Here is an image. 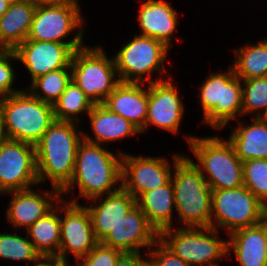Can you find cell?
<instances>
[{"mask_svg":"<svg viewBox=\"0 0 267 266\" xmlns=\"http://www.w3.org/2000/svg\"><path fill=\"white\" fill-rule=\"evenodd\" d=\"M123 153L124 151L119 150L115 155L113 151L105 149L104 145L83 139L77 148L72 179L61 191L62 199L65 194L72 192V198L66 201L78 204L79 198L90 201L121 189ZM76 186L79 188L78 197L73 194Z\"/></svg>","mask_w":267,"mask_h":266,"instance_id":"1","label":"cell"},{"mask_svg":"<svg viewBox=\"0 0 267 266\" xmlns=\"http://www.w3.org/2000/svg\"><path fill=\"white\" fill-rule=\"evenodd\" d=\"M78 124L55 120L35 144L39 186L48 179L51 187L62 191L71 181L77 148L83 140Z\"/></svg>","mask_w":267,"mask_h":266,"instance_id":"2","label":"cell"},{"mask_svg":"<svg viewBox=\"0 0 267 266\" xmlns=\"http://www.w3.org/2000/svg\"><path fill=\"white\" fill-rule=\"evenodd\" d=\"M188 156V157H187ZM174 164L171 182L175 211L181 227L208 228L211 220L212 190L194 160L187 154Z\"/></svg>","mask_w":267,"mask_h":266,"instance_id":"3","label":"cell"},{"mask_svg":"<svg viewBox=\"0 0 267 266\" xmlns=\"http://www.w3.org/2000/svg\"><path fill=\"white\" fill-rule=\"evenodd\" d=\"M201 175L211 190L243 186V162L228 139L185 135ZM206 174V175H205Z\"/></svg>","mask_w":267,"mask_h":266,"instance_id":"4","label":"cell"},{"mask_svg":"<svg viewBox=\"0 0 267 266\" xmlns=\"http://www.w3.org/2000/svg\"><path fill=\"white\" fill-rule=\"evenodd\" d=\"M228 67L225 72L209 73L199 85L202 123L215 130H222L231 120L242 117V80L231 65Z\"/></svg>","mask_w":267,"mask_h":266,"instance_id":"5","label":"cell"},{"mask_svg":"<svg viewBox=\"0 0 267 266\" xmlns=\"http://www.w3.org/2000/svg\"><path fill=\"white\" fill-rule=\"evenodd\" d=\"M8 139L35 145L55 122L52 104L34 97L27 89L0 98Z\"/></svg>","mask_w":267,"mask_h":266,"instance_id":"6","label":"cell"},{"mask_svg":"<svg viewBox=\"0 0 267 266\" xmlns=\"http://www.w3.org/2000/svg\"><path fill=\"white\" fill-rule=\"evenodd\" d=\"M133 37L113 56L120 82L150 84L164 80L170 48L152 37L138 34ZM156 72L160 76L154 79L151 75Z\"/></svg>","mask_w":267,"mask_h":266,"instance_id":"7","label":"cell"},{"mask_svg":"<svg viewBox=\"0 0 267 266\" xmlns=\"http://www.w3.org/2000/svg\"><path fill=\"white\" fill-rule=\"evenodd\" d=\"M159 240L190 266H220L218 261L228 258L227 240L212 227H171L159 233Z\"/></svg>","mask_w":267,"mask_h":266,"instance_id":"8","label":"cell"},{"mask_svg":"<svg viewBox=\"0 0 267 266\" xmlns=\"http://www.w3.org/2000/svg\"><path fill=\"white\" fill-rule=\"evenodd\" d=\"M70 66L72 80L94 105L103 104L120 83L114 58H109L99 45L75 50Z\"/></svg>","mask_w":267,"mask_h":266,"instance_id":"9","label":"cell"},{"mask_svg":"<svg viewBox=\"0 0 267 266\" xmlns=\"http://www.w3.org/2000/svg\"><path fill=\"white\" fill-rule=\"evenodd\" d=\"M267 210L244 185L212 190L210 227L230 234L238 229L258 225Z\"/></svg>","mask_w":267,"mask_h":266,"instance_id":"10","label":"cell"},{"mask_svg":"<svg viewBox=\"0 0 267 266\" xmlns=\"http://www.w3.org/2000/svg\"><path fill=\"white\" fill-rule=\"evenodd\" d=\"M79 6V3L37 5L27 39L85 44V21ZM75 30L77 34L69 39L68 36ZM65 38H68L67 41Z\"/></svg>","mask_w":267,"mask_h":266,"instance_id":"11","label":"cell"},{"mask_svg":"<svg viewBox=\"0 0 267 266\" xmlns=\"http://www.w3.org/2000/svg\"><path fill=\"white\" fill-rule=\"evenodd\" d=\"M183 155L174 153L172 164L162 156L122 155V188L135 199L141 194L167 185L171 181L174 164Z\"/></svg>","mask_w":267,"mask_h":266,"instance_id":"12","label":"cell"},{"mask_svg":"<svg viewBox=\"0 0 267 266\" xmlns=\"http://www.w3.org/2000/svg\"><path fill=\"white\" fill-rule=\"evenodd\" d=\"M60 234L61 242L58 257L70 266L69 253H72L77 262L99 243L86 206L66 201V199L60 201Z\"/></svg>","mask_w":267,"mask_h":266,"instance_id":"13","label":"cell"},{"mask_svg":"<svg viewBox=\"0 0 267 266\" xmlns=\"http://www.w3.org/2000/svg\"><path fill=\"white\" fill-rule=\"evenodd\" d=\"M37 185L35 145L8 139L0 146V194Z\"/></svg>","mask_w":267,"mask_h":266,"instance_id":"14","label":"cell"},{"mask_svg":"<svg viewBox=\"0 0 267 266\" xmlns=\"http://www.w3.org/2000/svg\"><path fill=\"white\" fill-rule=\"evenodd\" d=\"M167 78L148 84L147 119L140 133L147 132L150 124L172 134L180 131L185 106L172 76Z\"/></svg>","mask_w":267,"mask_h":266,"instance_id":"15","label":"cell"},{"mask_svg":"<svg viewBox=\"0 0 267 266\" xmlns=\"http://www.w3.org/2000/svg\"><path fill=\"white\" fill-rule=\"evenodd\" d=\"M86 44H65L51 41L26 39L13 51L18 62L22 63L31 77L30 83L37 77L50 71L67 68L75 50Z\"/></svg>","mask_w":267,"mask_h":266,"instance_id":"16","label":"cell"},{"mask_svg":"<svg viewBox=\"0 0 267 266\" xmlns=\"http://www.w3.org/2000/svg\"><path fill=\"white\" fill-rule=\"evenodd\" d=\"M43 192L29 188L3 194L12 196L5 214L6 220L12 224V227L28 229L52 211L62 199L61 191L54 187L52 191L45 189Z\"/></svg>","mask_w":267,"mask_h":266,"instance_id":"17","label":"cell"},{"mask_svg":"<svg viewBox=\"0 0 267 266\" xmlns=\"http://www.w3.org/2000/svg\"><path fill=\"white\" fill-rule=\"evenodd\" d=\"M159 239V233L149 223L146 215L135 205L101 241L102 244L123 252L148 250Z\"/></svg>","mask_w":267,"mask_h":266,"instance_id":"18","label":"cell"},{"mask_svg":"<svg viewBox=\"0 0 267 266\" xmlns=\"http://www.w3.org/2000/svg\"><path fill=\"white\" fill-rule=\"evenodd\" d=\"M165 0H144L137 15L141 36L152 37L171 49L178 27V12Z\"/></svg>","mask_w":267,"mask_h":266,"instance_id":"19","label":"cell"},{"mask_svg":"<svg viewBox=\"0 0 267 266\" xmlns=\"http://www.w3.org/2000/svg\"><path fill=\"white\" fill-rule=\"evenodd\" d=\"M98 201V202H97ZM88 209L96 239L101 242L112 228L135 205L136 199L123 188L118 191L91 199Z\"/></svg>","mask_w":267,"mask_h":266,"instance_id":"20","label":"cell"},{"mask_svg":"<svg viewBox=\"0 0 267 266\" xmlns=\"http://www.w3.org/2000/svg\"><path fill=\"white\" fill-rule=\"evenodd\" d=\"M103 105L141 131L147 119L148 87L143 83L120 82L104 100Z\"/></svg>","mask_w":267,"mask_h":266,"instance_id":"21","label":"cell"},{"mask_svg":"<svg viewBox=\"0 0 267 266\" xmlns=\"http://www.w3.org/2000/svg\"><path fill=\"white\" fill-rule=\"evenodd\" d=\"M87 117L93 131V138L83 131V139L91 143L105 146L109 142L114 143L117 140L141 134L134 124L113 113L103 104L94 105Z\"/></svg>","mask_w":267,"mask_h":266,"instance_id":"22","label":"cell"},{"mask_svg":"<svg viewBox=\"0 0 267 266\" xmlns=\"http://www.w3.org/2000/svg\"><path fill=\"white\" fill-rule=\"evenodd\" d=\"M252 123L231 129L227 138L233 145L236 155L243 162L248 159H267V120L264 117H251Z\"/></svg>","mask_w":267,"mask_h":266,"instance_id":"23","label":"cell"},{"mask_svg":"<svg viewBox=\"0 0 267 266\" xmlns=\"http://www.w3.org/2000/svg\"><path fill=\"white\" fill-rule=\"evenodd\" d=\"M227 239V256L234 252L239 266H267L266 242L259 225L233 231Z\"/></svg>","mask_w":267,"mask_h":266,"instance_id":"24","label":"cell"},{"mask_svg":"<svg viewBox=\"0 0 267 266\" xmlns=\"http://www.w3.org/2000/svg\"><path fill=\"white\" fill-rule=\"evenodd\" d=\"M36 6L31 0H20L0 17V45L6 50H14L27 39Z\"/></svg>","mask_w":267,"mask_h":266,"instance_id":"25","label":"cell"},{"mask_svg":"<svg viewBox=\"0 0 267 266\" xmlns=\"http://www.w3.org/2000/svg\"><path fill=\"white\" fill-rule=\"evenodd\" d=\"M136 205L158 233L174 226L172 218L175 199L171 181L165 186L141 194L136 199Z\"/></svg>","mask_w":267,"mask_h":266,"instance_id":"26","label":"cell"},{"mask_svg":"<svg viewBox=\"0 0 267 266\" xmlns=\"http://www.w3.org/2000/svg\"><path fill=\"white\" fill-rule=\"evenodd\" d=\"M25 231L40 256H58L61 242L60 202Z\"/></svg>","mask_w":267,"mask_h":266,"instance_id":"27","label":"cell"},{"mask_svg":"<svg viewBox=\"0 0 267 266\" xmlns=\"http://www.w3.org/2000/svg\"><path fill=\"white\" fill-rule=\"evenodd\" d=\"M231 64L235 75L241 80L267 77V37L254 44L238 47Z\"/></svg>","mask_w":267,"mask_h":266,"instance_id":"28","label":"cell"},{"mask_svg":"<svg viewBox=\"0 0 267 266\" xmlns=\"http://www.w3.org/2000/svg\"><path fill=\"white\" fill-rule=\"evenodd\" d=\"M53 112L57 121H72L81 124V114L86 116L94 104L86 94L71 80L63 94L53 103Z\"/></svg>","mask_w":267,"mask_h":266,"instance_id":"29","label":"cell"},{"mask_svg":"<svg viewBox=\"0 0 267 266\" xmlns=\"http://www.w3.org/2000/svg\"><path fill=\"white\" fill-rule=\"evenodd\" d=\"M72 80L71 66L50 71L34 79L26 89L36 98L52 104L63 94Z\"/></svg>","mask_w":267,"mask_h":266,"instance_id":"30","label":"cell"},{"mask_svg":"<svg viewBox=\"0 0 267 266\" xmlns=\"http://www.w3.org/2000/svg\"><path fill=\"white\" fill-rule=\"evenodd\" d=\"M251 114L252 117L267 114V77L242 80V117Z\"/></svg>","mask_w":267,"mask_h":266,"instance_id":"31","label":"cell"},{"mask_svg":"<svg viewBox=\"0 0 267 266\" xmlns=\"http://www.w3.org/2000/svg\"><path fill=\"white\" fill-rule=\"evenodd\" d=\"M39 256L27 234L23 237L17 233H0V259L22 261L28 265Z\"/></svg>","mask_w":267,"mask_h":266,"instance_id":"32","label":"cell"},{"mask_svg":"<svg viewBox=\"0 0 267 266\" xmlns=\"http://www.w3.org/2000/svg\"><path fill=\"white\" fill-rule=\"evenodd\" d=\"M243 183L267 207V159L243 161Z\"/></svg>","mask_w":267,"mask_h":266,"instance_id":"33","label":"cell"},{"mask_svg":"<svg viewBox=\"0 0 267 266\" xmlns=\"http://www.w3.org/2000/svg\"><path fill=\"white\" fill-rule=\"evenodd\" d=\"M123 253L99 242L85 257L75 262V266H115Z\"/></svg>","mask_w":267,"mask_h":266,"instance_id":"34","label":"cell"},{"mask_svg":"<svg viewBox=\"0 0 267 266\" xmlns=\"http://www.w3.org/2000/svg\"><path fill=\"white\" fill-rule=\"evenodd\" d=\"M17 61V56L13 50H6L0 56V98L8 97L18 93L23 89L12 87L16 82V74L11 62Z\"/></svg>","mask_w":267,"mask_h":266,"instance_id":"35","label":"cell"},{"mask_svg":"<svg viewBox=\"0 0 267 266\" xmlns=\"http://www.w3.org/2000/svg\"><path fill=\"white\" fill-rule=\"evenodd\" d=\"M147 256L152 266H190L169 250L159 239L148 250Z\"/></svg>","mask_w":267,"mask_h":266,"instance_id":"36","label":"cell"},{"mask_svg":"<svg viewBox=\"0 0 267 266\" xmlns=\"http://www.w3.org/2000/svg\"><path fill=\"white\" fill-rule=\"evenodd\" d=\"M144 254L146 256H142V252H124L119 257L115 266H146L149 261L147 252Z\"/></svg>","mask_w":267,"mask_h":266,"instance_id":"37","label":"cell"},{"mask_svg":"<svg viewBox=\"0 0 267 266\" xmlns=\"http://www.w3.org/2000/svg\"><path fill=\"white\" fill-rule=\"evenodd\" d=\"M33 266H70L58 256H39Z\"/></svg>","mask_w":267,"mask_h":266,"instance_id":"38","label":"cell"},{"mask_svg":"<svg viewBox=\"0 0 267 266\" xmlns=\"http://www.w3.org/2000/svg\"><path fill=\"white\" fill-rule=\"evenodd\" d=\"M37 5L78 3V0H34Z\"/></svg>","mask_w":267,"mask_h":266,"instance_id":"39","label":"cell"},{"mask_svg":"<svg viewBox=\"0 0 267 266\" xmlns=\"http://www.w3.org/2000/svg\"><path fill=\"white\" fill-rule=\"evenodd\" d=\"M8 140L5 123H4V115L0 109V146Z\"/></svg>","mask_w":267,"mask_h":266,"instance_id":"40","label":"cell"},{"mask_svg":"<svg viewBox=\"0 0 267 266\" xmlns=\"http://www.w3.org/2000/svg\"><path fill=\"white\" fill-rule=\"evenodd\" d=\"M258 225L262 228L263 230V235H264V239L265 242L267 244V210L264 212V214L261 217L260 222L258 223ZM266 254H267V246H266Z\"/></svg>","mask_w":267,"mask_h":266,"instance_id":"41","label":"cell"},{"mask_svg":"<svg viewBox=\"0 0 267 266\" xmlns=\"http://www.w3.org/2000/svg\"><path fill=\"white\" fill-rule=\"evenodd\" d=\"M9 6L4 0H0V17L8 10Z\"/></svg>","mask_w":267,"mask_h":266,"instance_id":"42","label":"cell"},{"mask_svg":"<svg viewBox=\"0 0 267 266\" xmlns=\"http://www.w3.org/2000/svg\"><path fill=\"white\" fill-rule=\"evenodd\" d=\"M7 4L12 5L14 3H17L20 0H4Z\"/></svg>","mask_w":267,"mask_h":266,"instance_id":"43","label":"cell"},{"mask_svg":"<svg viewBox=\"0 0 267 266\" xmlns=\"http://www.w3.org/2000/svg\"><path fill=\"white\" fill-rule=\"evenodd\" d=\"M6 51V49L0 45V56Z\"/></svg>","mask_w":267,"mask_h":266,"instance_id":"44","label":"cell"}]
</instances>
